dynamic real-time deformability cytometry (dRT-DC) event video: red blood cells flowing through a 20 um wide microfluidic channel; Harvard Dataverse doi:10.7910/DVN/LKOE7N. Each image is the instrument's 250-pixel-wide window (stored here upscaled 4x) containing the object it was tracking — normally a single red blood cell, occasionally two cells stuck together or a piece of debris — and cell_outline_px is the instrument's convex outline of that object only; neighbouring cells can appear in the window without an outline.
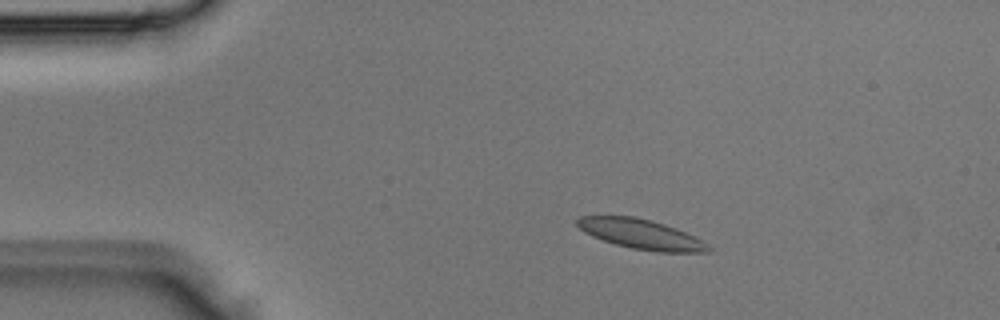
{"species": "Egyptian fruit bat (a non-hibernating species)", "species_latin": "Rousettus aegyptiacus", "temperature_condition": "room temperature", "stored_images_in_passage": 2, "camera_frame_rate_fps": 3000, "um_per_image_px": 0.085, "animal": {"sex": "male"}, "frame": {"image": 1, "passage_image": 1, "time_ms": 0.0, "image_size_px": [1000, 320], "cell_outline_px": [[712, 248], [708, 252], [656, 252], [632, 248], [616, 244], [592, 236], [584, 232], [576, 224], [576, 220], [580, 216], [632, 216], [652, 220], [676, 228], [700, 240]], "centroid_in_image_um": [54.46, 19.9], "position_along_channel_um": 30.5, "area_um2": 22.48}}